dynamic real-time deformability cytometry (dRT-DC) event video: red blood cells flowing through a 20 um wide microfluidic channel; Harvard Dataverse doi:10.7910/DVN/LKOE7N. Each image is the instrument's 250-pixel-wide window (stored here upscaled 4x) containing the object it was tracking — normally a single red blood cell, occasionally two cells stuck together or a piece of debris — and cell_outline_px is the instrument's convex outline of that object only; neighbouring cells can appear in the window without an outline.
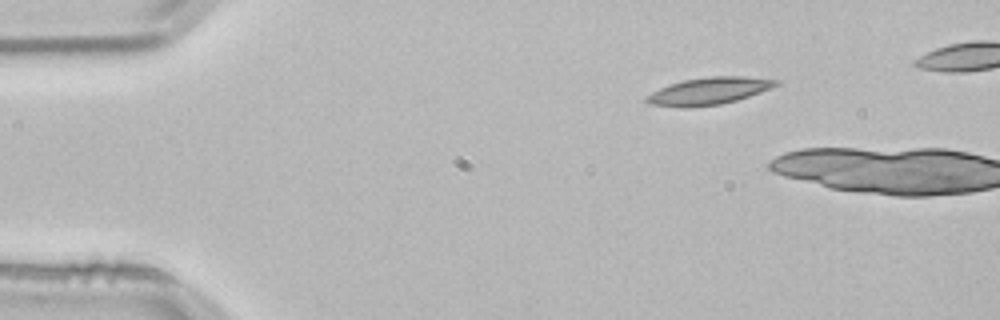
{"species": "common noctule bat (a hibernating species)", "species_latin": "Nyctalus noctula", "temperature_condition": "room temperature", "stored_images_in_passage": 4, "camera_frame_rate_fps": 3000, "um_per_image_px": 0.085, "animal": {"sex": "male", "body_mass_g": 21.5, "forearm_length_mm": 52.0}, "frame": {"image": 1, "passage_image": 1, "time_ms": 0.0, "image_size_px": [1000, 320], "cell_outline_px": [[780, 84], [760, 92], [736, 100], [720, 104], [688, 108], [680, 108], [652, 104], [644, 100], [644, 96], [660, 88], [684, 80], [708, 76], [744, 76], [780, 80]], "centroid_in_image_um": [60.24, 7.74], "position_along_channel_um": 24.8, "area_um2": 20.46}}